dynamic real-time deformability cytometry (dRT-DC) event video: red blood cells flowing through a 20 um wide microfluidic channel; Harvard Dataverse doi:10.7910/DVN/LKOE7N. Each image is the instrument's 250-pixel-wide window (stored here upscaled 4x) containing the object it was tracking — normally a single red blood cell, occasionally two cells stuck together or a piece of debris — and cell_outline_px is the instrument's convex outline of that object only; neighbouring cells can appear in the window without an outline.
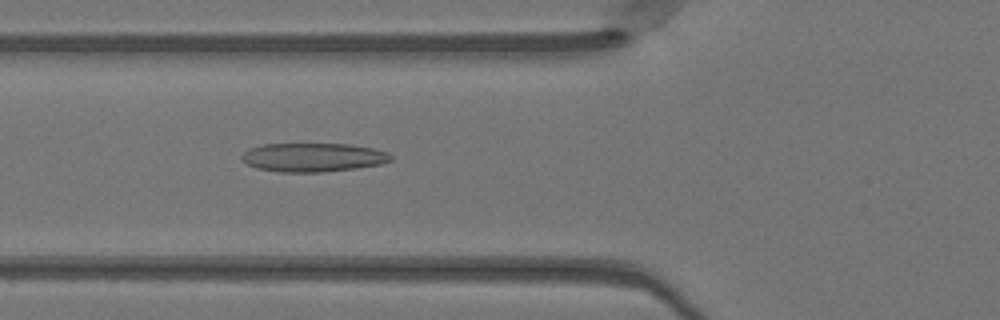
{"species": "Egyptian fruit bat (a non-hibernating species)", "species_latin": "Rousettus aegyptiacus", "temperature_condition": "warm", "stored_images_in_passage": 37, "camera_frame_rate_fps": 3000, "um_per_image_px": 0.085, "animal": {"sex": "female"}, "frame": {"image": 1, "passage_image": 6, "time_ms": 1.667, "image_size_px": [1000, 320], "cell_outline_px": [[392, 160], [380, 164], [356, 168], [324, 172], [280, 172], [256, 168], [248, 164], [240, 156], [248, 148], [264, 144], [348, 144], [376, 148], [388, 152], [392, 156]], "centroid_in_image_um": [26.63, 13.37], "position_along_channel_um": 99.2, "area_um2": 25.09}}
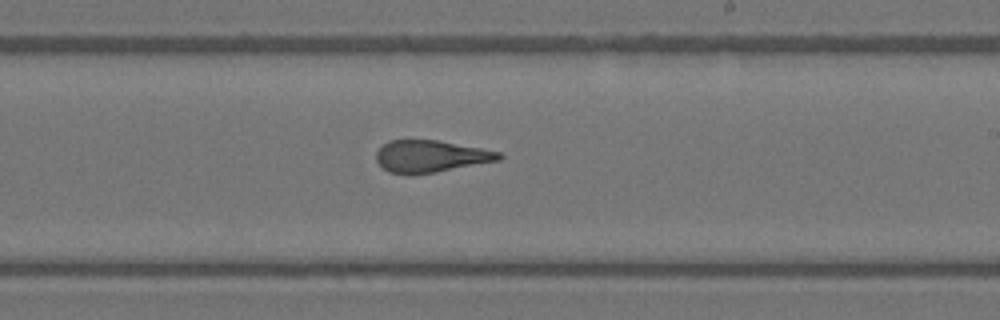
{"frame": {"image": 2, "passage_image": 17, "time_ms": 5.333, "image_size_px": [1000, 320], "cell_outline_px": [[504, 156], [500, 160], [436, 172], [388, 172], [376, 160], [376, 152], [388, 140], [436, 140], [480, 148], [500, 152]], "centroid_in_image_um": [36.63, 13.26], "position_along_channel_um": 252.4, "area_um2": 22.25}}
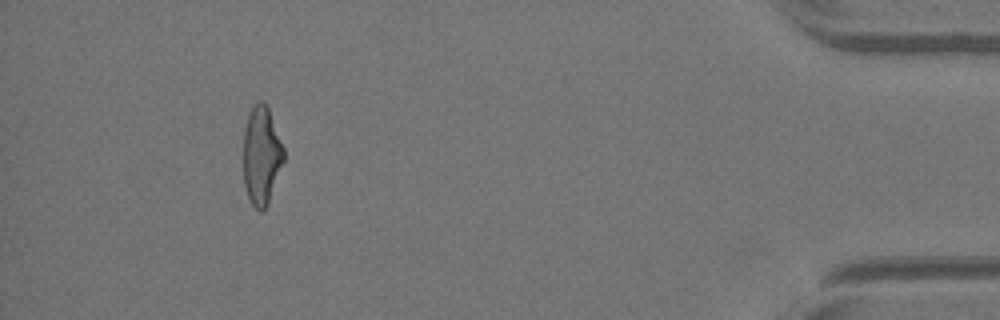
{"frame": {"image": 3, "passage_image": 33, "time_ms": 10.667, "image_size_px": [1000, 320], "cell_outline_px": [[284, 160], [268, 204], [260, 212], [252, 204], [248, 196], [244, 184], [244, 128], [248, 116], [252, 108], [260, 100], [268, 108], [284, 148]], "centroid_in_image_um": [22.23, 13.24], "position_along_channel_um": 413.0, "area_um2": 22.77}, "authors_computed_cell_mechanics": {"area_um2": 24.1026, "velocity_mm_per_s": 4.1613, "shape_relaxation_time_tau1_ms": 11.0537, "shape_relaxation_time_tau2_ms": 1.3352, "deformation_change_tau1": 0.3247, "deformation_change_tau2": 0.1061}}